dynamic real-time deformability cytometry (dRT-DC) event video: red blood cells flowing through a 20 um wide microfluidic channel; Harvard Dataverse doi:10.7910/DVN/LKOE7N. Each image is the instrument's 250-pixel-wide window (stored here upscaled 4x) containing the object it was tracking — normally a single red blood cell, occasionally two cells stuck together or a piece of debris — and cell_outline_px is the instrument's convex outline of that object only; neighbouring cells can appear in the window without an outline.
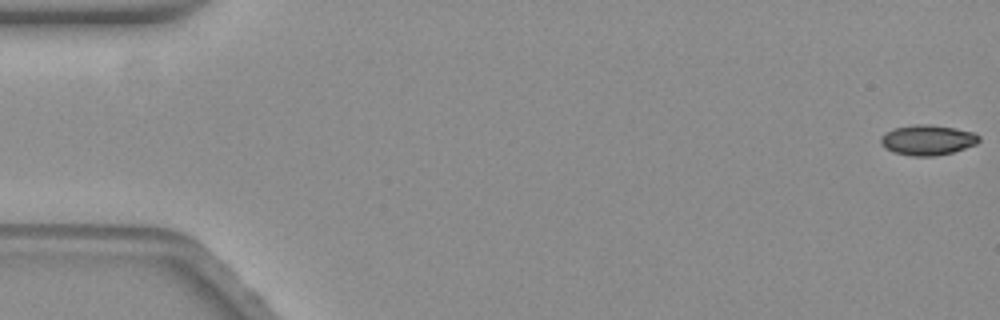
{"species": "common noctule bat (a hibernating species)", "species_latin": "Nyctalus noctula", "temperature_condition": "warm", "stored_images_in_passage": 60, "camera_frame_rate_fps": 3000, "um_per_image_px": 0.085, "animal": {"sex": "female", "body_mass_g": 19.3, "forearm_length_mm": 54.1}, "frame": {"image": 1, "passage_image": 1, "time_ms": 0.0, "image_size_px": [1000, 320], "cell_outline_px": [[980, 140], [976, 144], [952, 152], [936, 156], [912, 156], [896, 152], [888, 148], [880, 140], [888, 132], [896, 128], [916, 124], [928, 124], [952, 128], [972, 132], [980, 136]], "centroid_in_image_um": [78.91, 11.9], "position_along_channel_um": 6.1, "area_um2": 16.7}}
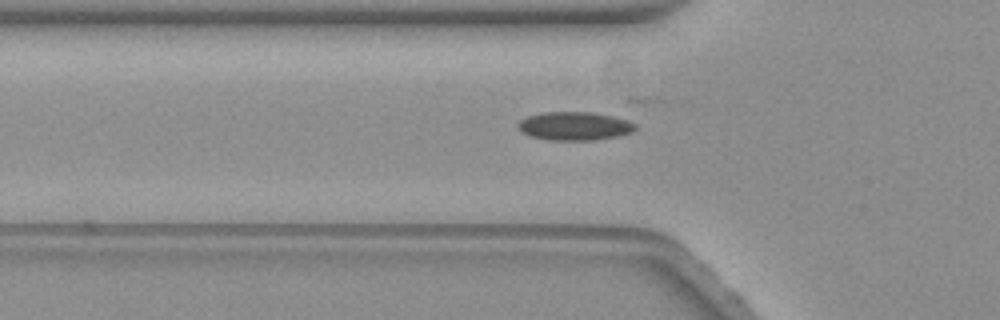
{"frame": {"image": 2, "passage_image": 20, "time_ms": 6.333, "image_size_px": [1000, 320], "cell_outline_px": [[636, 128], [632, 132], [616, 136], [592, 140], [548, 140], [528, 136], [520, 132], [516, 128], [516, 124], [520, 120], [528, 116], [544, 112], [588, 112], [608, 116], [624, 120], [636, 124]], "centroid_in_image_um": [48.73, 10.73], "position_along_channel_um": 77.1, "area_um2": 19.31}}
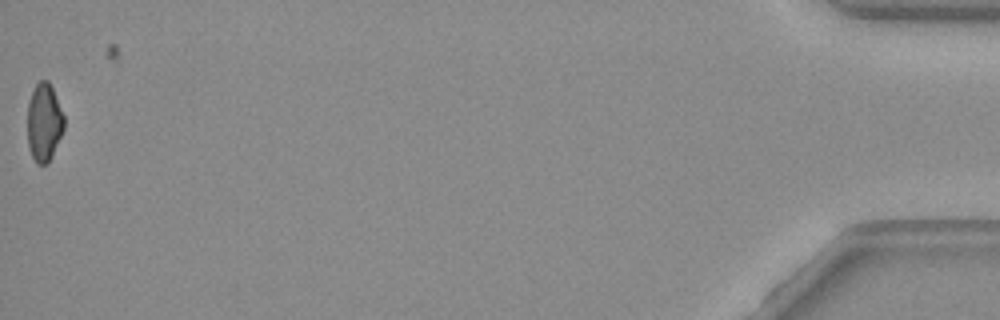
{"frame": {"image": 3, "passage_image": 59, "time_ms": 19.333, "image_size_px": [1000, 320], "cell_outline_px": [[64, 128], [52, 156], [48, 164], [36, 164], [28, 148], [28, 104], [32, 92], [36, 84], [40, 80], [48, 80], [52, 88], [64, 116]], "centroid_in_image_um": [3.74, 10.43], "position_along_channel_um": 431.5, "area_um2": 16.53}, "authors_computed_cell_mechanics": {"area_um2": 18.0914, "velocity_mm_per_s": 3.5391, "shape_relaxation_time_tau1_ms": 8.5982, "shape_relaxation_time_tau2_ms": 3.224, "deformation_change_tau1": 0.1675, "deformation_change_tau2": 0.0657}}